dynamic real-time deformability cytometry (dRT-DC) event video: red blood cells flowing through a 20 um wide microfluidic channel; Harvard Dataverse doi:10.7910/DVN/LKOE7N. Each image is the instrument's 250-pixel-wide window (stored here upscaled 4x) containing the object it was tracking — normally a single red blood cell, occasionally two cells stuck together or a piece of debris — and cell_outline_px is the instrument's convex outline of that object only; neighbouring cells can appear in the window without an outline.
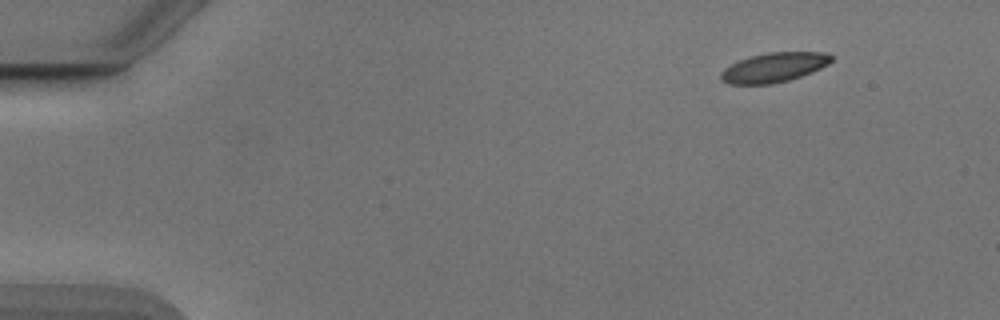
{"species": "Egyptian fruit bat (a non-hibernating species)", "species_latin": "Rousettus aegyptiacus", "temperature_condition": "cold", "stored_images_in_passage": 48, "camera_frame_rate_fps": 3000, "um_per_image_px": 0.085, "animal": {"sex": "male"}, "frame": {"image": 1, "passage_image": 1, "time_ms": 0.0, "image_size_px": [1000, 320], "cell_outline_px": [[832, 60], [828, 64], [812, 72], [788, 80], [772, 84], [728, 84], [720, 80], [720, 72], [724, 68], [740, 60], [752, 56], [768, 52], [828, 52], [832, 56]], "centroid_in_image_um": [65.78, 5.73], "position_along_channel_um": 19.2, "area_um2": 18.96}}
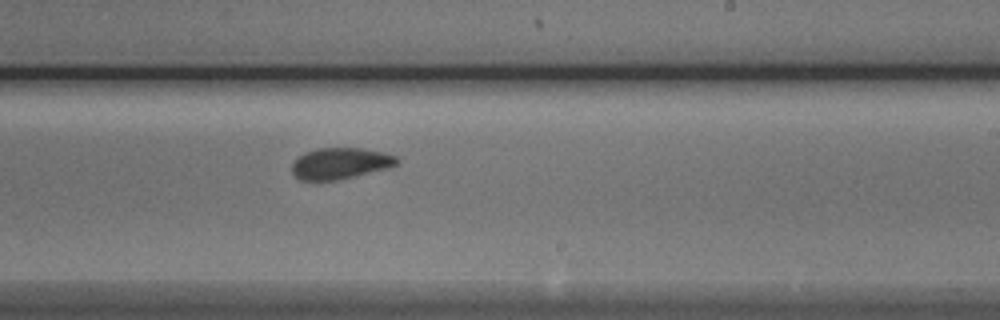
{"frame": {"image": 2, "passage_image": 28, "time_ms": 9.0, "image_size_px": [1000, 320], "cell_outline_px": [[400, 160], [396, 164], [388, 168], [336, 180], [300, 180], [292, 172], [292, 164], [304, 152], [316, 148], [360, 148], [384, 152], [396, 156]], "centroid_in_image_um": [28.93, 13.88], "position_along_channel_um": 260.1, "area_um2": 18.96}}
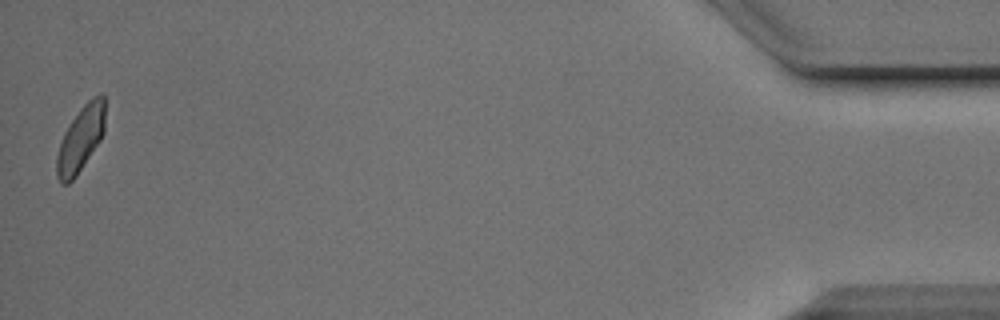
{"frame": {"image": 3, "passage_image": 48, "time_ms": 15.667, "image_size_px": [1000, 320], "cell_outline_px": [[104, 132], [100, 140], [76, 176], [68, 184], [60, 184], [56, 176], [56, 156], [64, 132], [80, 108], [92, 96], [100, 92], [104, 96]], "centroid_in_image_um": [6.84, 11.81], "position_along_channel_um": 428.4, "area_um2": 18.38}, "authors_computed_cell_mechanics": {"area_um2": 19.6231, "velocity_mm_per_s": 3.8703, "shape_relaxation_time_tau1_ms": 5.1171, "shape_relaxation_time_tau2_ms": 0.8501, "deformation_change_tau1": 0.1191, "deformation_change_tau2": 0.0572}}